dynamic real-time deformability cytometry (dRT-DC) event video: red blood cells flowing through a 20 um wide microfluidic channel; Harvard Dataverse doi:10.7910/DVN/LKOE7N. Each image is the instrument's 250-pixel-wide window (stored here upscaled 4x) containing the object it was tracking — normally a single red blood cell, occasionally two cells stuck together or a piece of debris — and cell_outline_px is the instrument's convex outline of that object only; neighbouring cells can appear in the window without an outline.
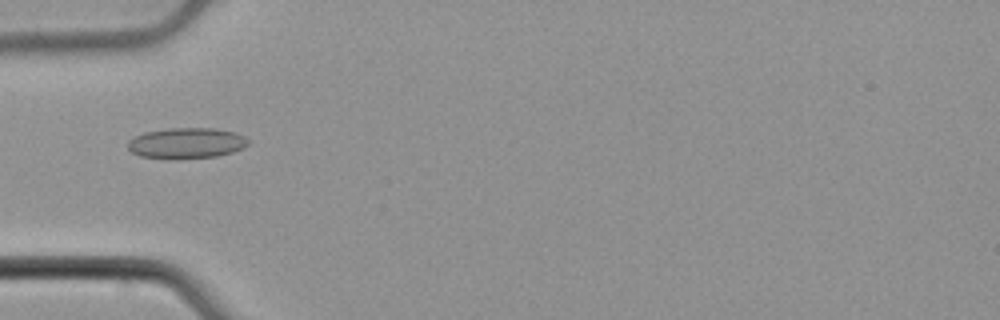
{"species": "common noctule bat (a hibernating species)", "species_latin": "Nyctalus noctula", "temperature_condition": "cold", "stored_images_in_passage": 2, "camera_frame_rate_fps": 3000, "um_per_image_px": 0.085, "animal": {"sex": "male", "body_mass_g": 21.5, "forearm_length_mm": 52.0}, "frame": {"image": 1, "passage_image": 2, "time_ms": 0.333, "image_size_px": [1000, 320], "cell_outline_px": [[248, 144], [244, 148], [232, 152], [216, 156], [180, 160], [168, 160], [140, 156], [132, 152], [128, 148], [128, 140], [144, 132], [168, 128], [216, 128], [236, 132], [244, 136], [248, 140]], "centroid_in_image_um": [15.84, 12.18], "position_along_channel_um": 69.2, "area_um2": 22.02}}